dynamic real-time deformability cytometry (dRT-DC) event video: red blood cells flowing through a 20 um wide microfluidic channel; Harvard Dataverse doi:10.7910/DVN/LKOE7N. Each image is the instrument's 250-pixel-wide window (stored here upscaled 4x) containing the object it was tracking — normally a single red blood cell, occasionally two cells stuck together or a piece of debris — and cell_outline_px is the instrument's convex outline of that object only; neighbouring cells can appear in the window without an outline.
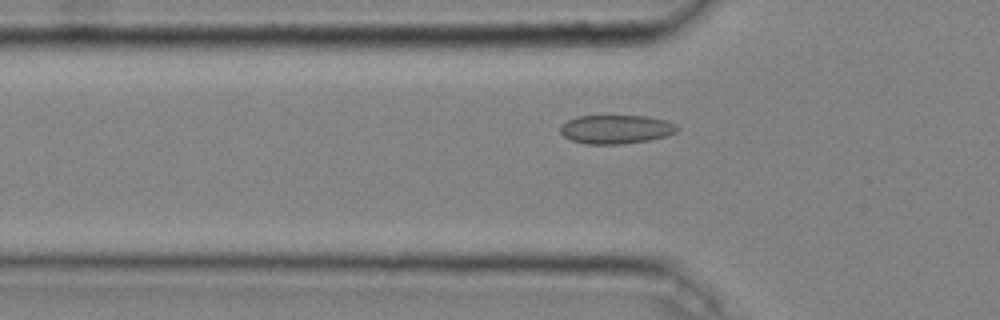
{"species": "common noctule bat (a hibernating species)", "species_latin": "Nyctalus noctula", "temperature_condition": "cold", "stored_images_in_passage": 43, "camera_frame_rate_fps": 3000, "um_per_image_px": 0.085, "animal": {"sex": "male", "body_mass_g": 20.4}, "frame": {"image": 1, "passage_image": 16, "time_ms": 5.0, "image_size_px": [1000, 320], "cell_outline_px": [[680, 128], [676, 132], [668, 136], [648, 140], [620, 144], [588, 144], [572, 140], [564, 136], [560, 132], [560, 124], [576, 116], [644, 116], [668, 120], [676, 124]], "centroid_in_image_um": [52.38, 10.98], "position_along_channel_um": 73.4, "area_um2": 19.71}}
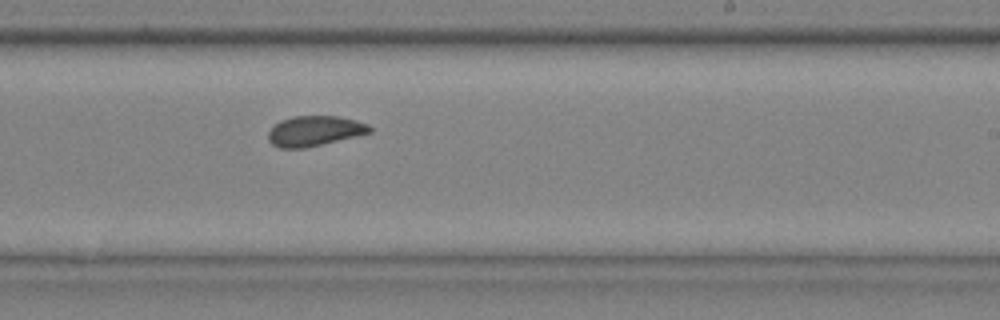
{"frame": {"image": 2, "passage_image": 30, "time_ms": 9.667, "image_size_px": [1000, 320], "cell_outline_px": [[372, 132], [356, 136], [304, 148], [280, 148], [272, 144], [268, 140], [268, 132], [280, 120], [292, 116], [336, 116], [356, 120], [368, 124], [372, 128]], "centroid_in_image_um": [26.73, 11.13], "position_along_channel_um": 262.3, "area_um2": 17.74}}
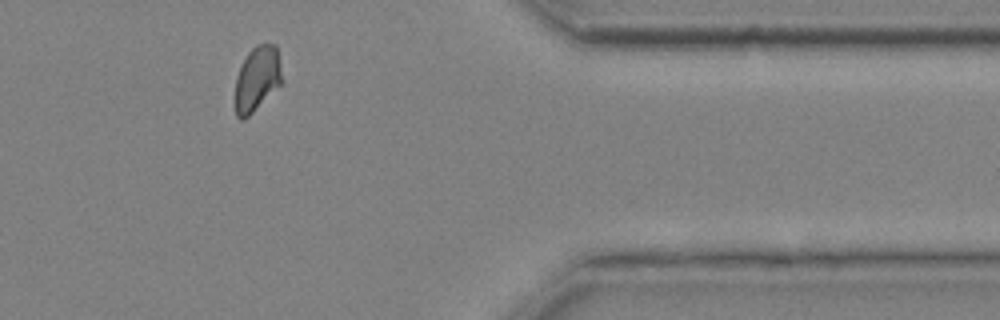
{"frame": {"image": 3, "passage_image": 41, "time_ms": 13.333, "image_size_px": [1000, 320], "cell_outline_px": [[280, 84], [244, 120], [240, 120], [236, 116], [236, 76], [248, 52], [256, 44], [276, 44], [280, 72]], "centroid_in_image_um": [21.82, 6.68], "position_along_channel_um": 389.6, "area_um2": 17.05}, "authors_computed_cell_mechanics": {"area_um2": 18.2648, "velocity_mm_per_s": 4.0458, "shape_relaxation_time_tau1_ms": null, "shape_relaxation_time_tau2_ms": 1.3708, "deformation_change_tau1": null, "deformation_change_tau2": 0.0425}}